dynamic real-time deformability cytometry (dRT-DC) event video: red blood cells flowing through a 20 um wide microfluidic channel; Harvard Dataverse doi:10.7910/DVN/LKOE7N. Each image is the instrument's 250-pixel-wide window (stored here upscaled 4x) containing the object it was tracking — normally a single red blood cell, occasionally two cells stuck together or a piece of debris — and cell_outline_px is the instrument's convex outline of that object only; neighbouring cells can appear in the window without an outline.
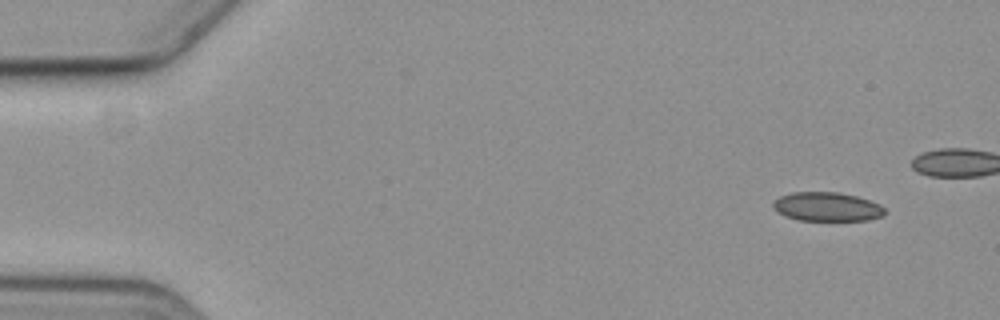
{"species": "common noctule bat (a hibernating species)", "species_latin": "Nyctalus noctula", "temperature_condition": "cold", "stored_images_in_passage": 8, "segment_of_instrument_passage": [1, 2], "camera_frame_rate_fps": 3000, "um_per_image_px": 0.085, "animal": {"sex": "female", "body_mass_g": 19.3, "forearm_length_mm": 54.1}, "frame": {"image": 1, "passage_image": 1, "time_ms": 0.0, "image_size_px": [1000, 320], "cell_outline_px": [[884, 216], [868, 220], [800, 220], [784, 216], [776, 212], [772, 204], [780, 196], [792, 192], [840, 192], [856, 196], [880, 204], [884, 208]], "centroid_in_image_um": [70.29, 17.57], "position_along_channel_um": 14.7, "area_um2": 18.84}}
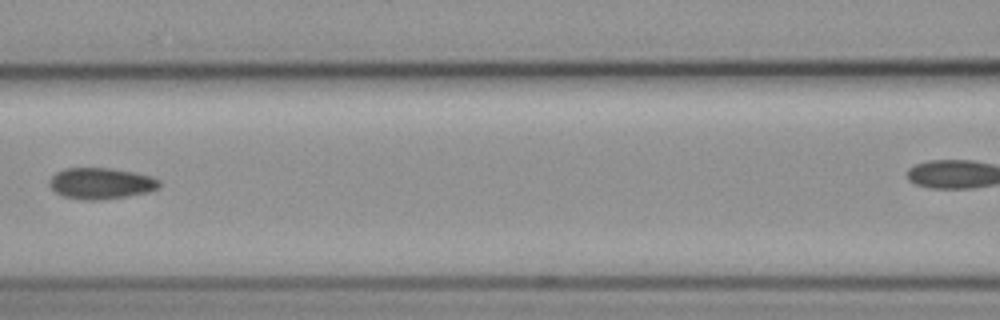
{"frame": {"image": 2, "passage_image": 7, "time_ms": 7.333, "image_size_px": [1000, 320], "cell_outline_px": [[160, 188], [148, 192], [128, 196], [100, 200], [80, 200], [64, 196], [56, 192], [48, 184], [48, 180], [56, 172], [64, 168], [112, 168], [136, 172], [152, 176], [160, 180]], "centroid_in_image_um": [8.6, 15.58], "position_along_channel_um": 158.0, "area_um2": 20.29}}